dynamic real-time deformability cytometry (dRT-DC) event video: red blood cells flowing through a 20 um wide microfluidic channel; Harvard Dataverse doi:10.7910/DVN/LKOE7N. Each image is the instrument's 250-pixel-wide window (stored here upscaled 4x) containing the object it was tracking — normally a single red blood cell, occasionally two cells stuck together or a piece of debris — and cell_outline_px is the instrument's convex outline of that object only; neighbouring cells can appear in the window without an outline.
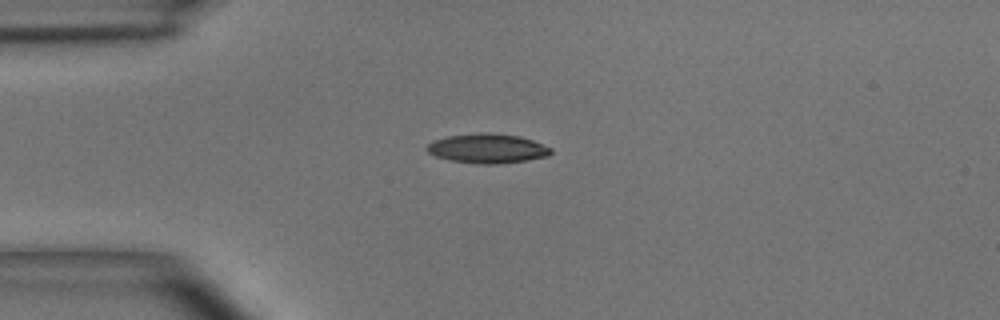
{"species": "common noctule bat (a hibernating species)", "species_latin": "Nyctalus noctula", "temperature_condition": "room temperature", "stored_images_in_passage": 39, "camera_frame_rate_fps": 3000, "um_per_image_px": 0.085, "animal": {"sex": "male", "body_mass_g": 15.6}, "frame": {"image": 1, "passage_image": 1, "time_ms": 0.0, "image_size_px": [1000, 320], "cell_outline_px": [[552, 152], [548, 156], [528, 160], [496, 164], [480, 164], [452, 160], [436, 156], [428, 152], [424, 148], [428, 144], [436, 140], [448, 136], [480, 132], [488, 132], [520, 136], [532, 140], [552, 148]], "centroid_in_image_um": [41.45, 12.61], "position_along_channel_um": 43.5, "area_um2": 21.21}}
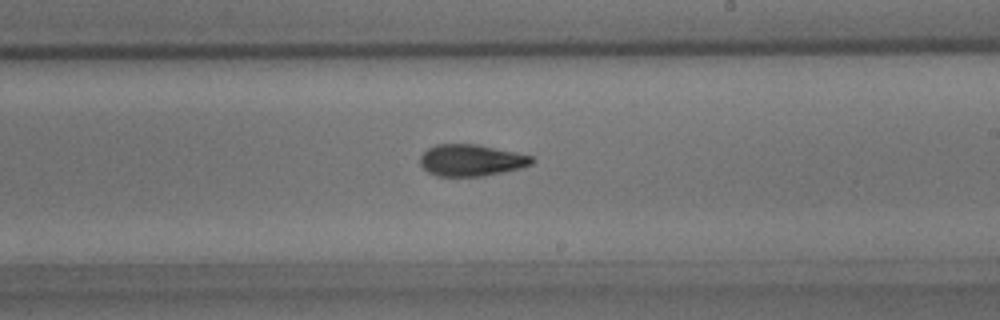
{"frame": {"image": 2, "passage_image": 18, "time_ms": 5.667, "image_size_px": [1000, 320], "cell_outline_px": [[536, 160], [532, 164], [520, 168], [504, 172], [480, 176], [436, 176], [428, 172], [420, 164], [420, 156], [428, 148], [436, 144], [476, 144], [516, 152], [532, 156]], "centroid_in_image_um": [40.06, 13.62], "position_along_channel_um": 248.9, "area_um2": 20.63}}
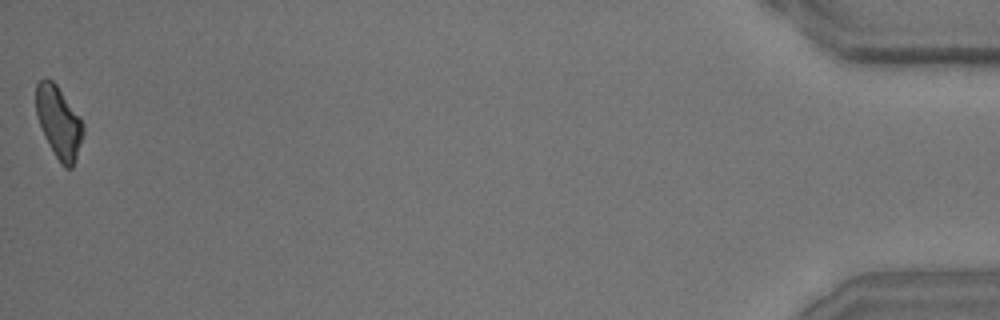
{"frame": {"image": 3, "passage_image": 39, "time_ms": 12.667, "image_size_px": [1000, 320], "cell_outline_px": [[84, 132], [76, 160], [72, 168], [64, 168], [60, 164], [44, 136], [36, 116], [36, 84], [44, 76], [48, 76], [56, 84], [80, 116], [84, 124]], "centroid_in_image_um": [5.0, 10.38], "position_along_channel_um": 430.2, "area_um2": 20.06}, "authors_computed_cell_mechanics": {"area_um2": 20.5768, "velocity_mm_per_s": 3.9361, "shape_relaxation_time_tau1_ms": 4.7423, "shape_relaxation_time_tau2_ms": 2.9407, "deformation_change_tau1": 0.1543, "deformation_change_tau2": 0.1098}}